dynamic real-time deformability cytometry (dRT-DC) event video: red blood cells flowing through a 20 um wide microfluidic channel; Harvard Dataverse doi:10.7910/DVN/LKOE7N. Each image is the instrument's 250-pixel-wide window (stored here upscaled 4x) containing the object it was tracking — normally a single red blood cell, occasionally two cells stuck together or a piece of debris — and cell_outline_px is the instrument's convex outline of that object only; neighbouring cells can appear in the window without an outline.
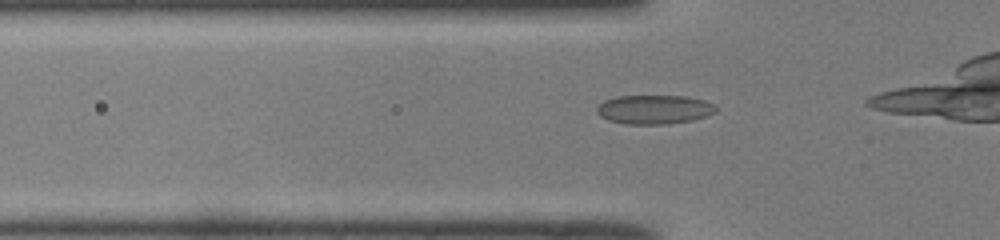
{"species": "common noctule bat (a hibernating species)", "species_latin": "Nyctalus noctula", "temperature_condition": "room temperature", "stored_images_in_passage": 10, "camera_frame_rate_fps": 3000, "um_per_image_px": 0.085, "animal": {"sex": "male", "body_mass_g": 19.0, "forearm_length_mm": 50.8}, "frame": {"image": 1, "passage_image": 5, "time_ms": 1.333, "image_size_px": [1000, 240], "cell_outline_px": [[716, 112], [692, 120], [664, 124], [628, 124], [608, 120], [600, 116], [596, 112], [596, 108], [604, 100], [616, 96], [688, 96], [704, 100], [712, 104], [716, 108]], "centroid_in_image_um": [55.58, 9.3], "position_along_channel_um": 70.2, "area_um2": 20.06}}
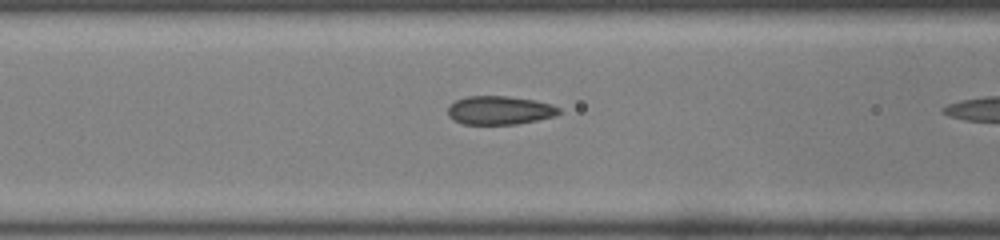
{"frame": {"image": 2, "passage_image": 9, "time_ms": 2.667, "image_size_px": [1000, 240], "cell_outline_px": [[560, 112], [556, 116], [516, 124], [464, 124], [448, 116], [448, 104], [456, 100], [468, 96], [508, 96], [532, 100], [552, 104], [560, 108]], "centroid_in_image_um": [42.46, 9.37], "position_along_channel_um": 124.1, "area_um2": 18.44}}